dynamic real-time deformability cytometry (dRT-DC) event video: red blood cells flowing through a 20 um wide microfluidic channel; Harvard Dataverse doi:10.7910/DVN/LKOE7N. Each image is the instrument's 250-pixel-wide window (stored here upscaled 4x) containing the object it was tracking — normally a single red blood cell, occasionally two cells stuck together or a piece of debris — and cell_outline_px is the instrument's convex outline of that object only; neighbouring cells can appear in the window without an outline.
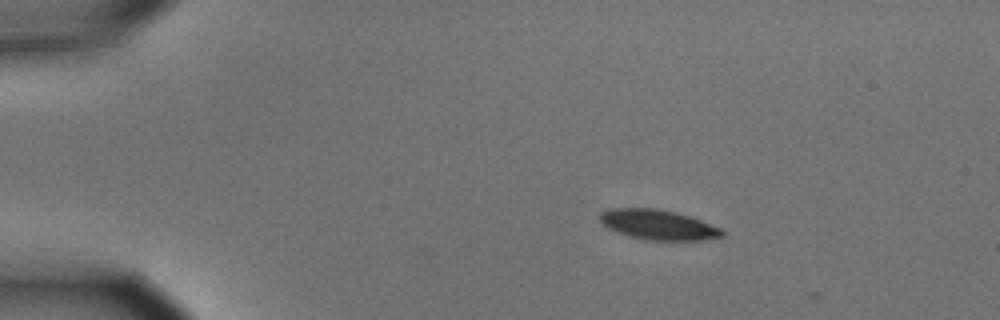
{"species": "common noctule bat (a hibernating species)", "species_latin": "Nyctalus noctula", "temperature_condition": "cold", "stored_images_in_passage": 3, "camera_frame_rate_fps": 3000, "um_per_image_px": 0.085, "animal": {"sex": "male", "body_mass_g": 15.6}, "frame": {"image": 1, "passage_image": 1, "time_ms": 0.0, "image_size_px": [1000, 320], "cell_outline_px": [[724, 236], [700, 240], [644, 240], [628, 236], [616, 232], [608, 228], [596, 216], [600, 212], [608, 208], [656, 208], [676, 212], [700, 220], [720, 228], [724, 232]], "centroid_in_image_um": [55.87, 19.09], "position_along_channel_um": 29.1, "area_um2": 21.44}}